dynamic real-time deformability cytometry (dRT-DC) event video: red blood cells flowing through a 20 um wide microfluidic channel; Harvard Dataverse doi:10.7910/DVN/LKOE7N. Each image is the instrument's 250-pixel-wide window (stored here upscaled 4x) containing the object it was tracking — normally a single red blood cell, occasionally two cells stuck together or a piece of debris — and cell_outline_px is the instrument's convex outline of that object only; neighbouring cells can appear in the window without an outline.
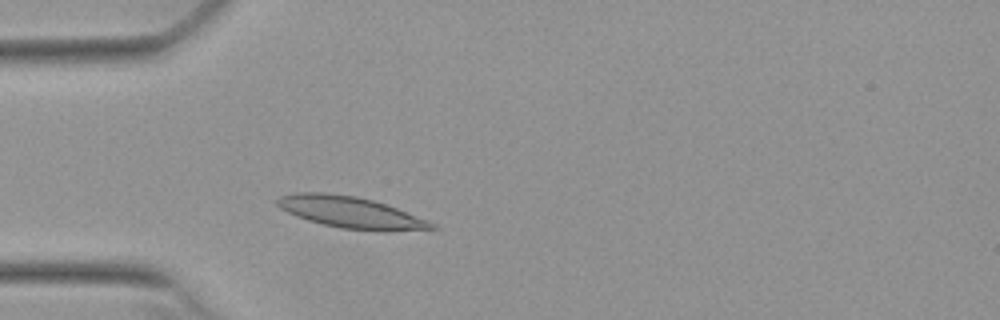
{"species": "Egyptian fruit bat (a non-hibernating species)", "species_latin": "Rousettus aegyptiacus", "temperature_condition": "warm", "stored_images_in_passage": 39, "camera_frame_rate_fps": 3000, "um_per_image_px": 0.085, "animal": {"sex": "female"}, "frame": {"image": 1, "passage_image": 1, "time_ms": 0.0, "image_size_px": [1000, 320], "cell_outline_px": [[440, 228], [388, 232], [376, 232], [340, 228], [308, 220], [296, 216], [280, 208], [276, 204], [276, 200], [280, 196], [292, 192], [324, 192], [356, 196], [388, 204], [428, 220], [436, 224]], "centroid_in_image_um": [29.85, 18.06], "position_along_channel_um": 55.1, "area_um2": 28.84}}
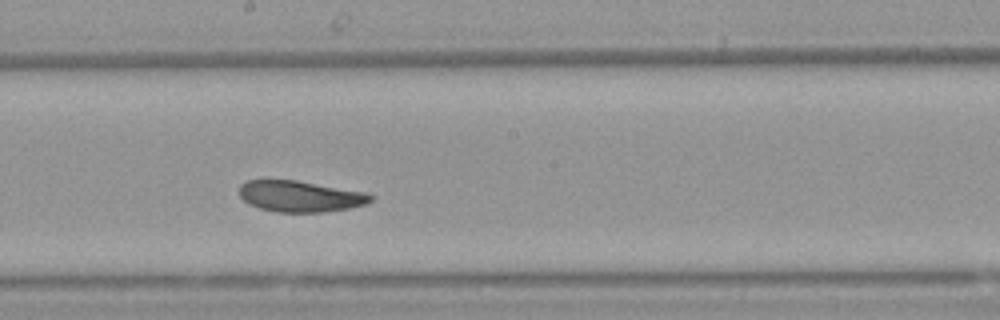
{"frame": {"image": 2, "passage_image": 15, "time_ms": 4.667, "image_size_px": [1000, 320], "cell_outline_px": [[372, 200], [368, 204], [352, 208], [324, 212], [276, 212], [260, 208], [248, 204], [240, 196], [240, 184], [248, 180], [296, 180], [368, 192], [372, 196]], "centroid_in_image_um": [25.56, 16.69], "position_along_channel_um": 222.6, "area_um2": 24.04}}
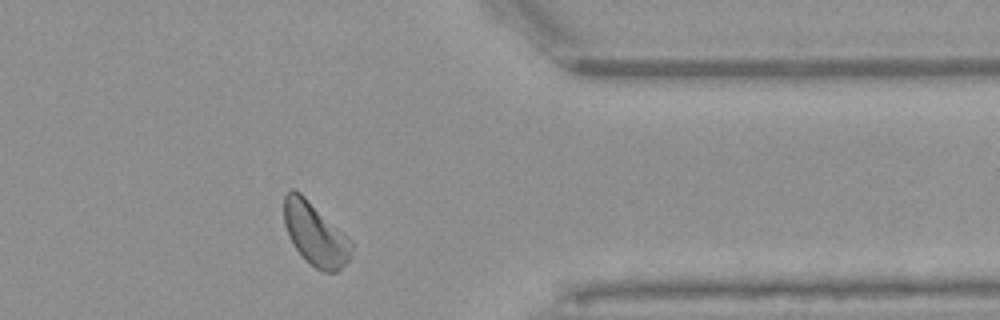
{"frame": {"image": 3, "passage_image": 29, "time_ms": 9.333, "image_size_px": [1000, 320], "cell_outline_px": [[352, 252], [348, 260], [336, 272], [324, 272], [316, 268], [296, 248], [288, 236], [284, 224], [284, 192], [292, 188], [300, 192], [348, 236], [352, 240]], "centroid_in_image_um": [26.79, 19.85], "position_along_channel_um": 384.6, "area_um2": 24.51}, "authors_computed_cell_mechanics": {"area_um2": 24.7384, "velocity_mm_per_s": 3.7661, "shape_relaxation_time_tau1_ms": 4.8552, "shape_relaxation_time_tau2_ms": 6.0826, "deformation_change_tau1": 0.1279, "deformation_change_tau2": 0.1135}}